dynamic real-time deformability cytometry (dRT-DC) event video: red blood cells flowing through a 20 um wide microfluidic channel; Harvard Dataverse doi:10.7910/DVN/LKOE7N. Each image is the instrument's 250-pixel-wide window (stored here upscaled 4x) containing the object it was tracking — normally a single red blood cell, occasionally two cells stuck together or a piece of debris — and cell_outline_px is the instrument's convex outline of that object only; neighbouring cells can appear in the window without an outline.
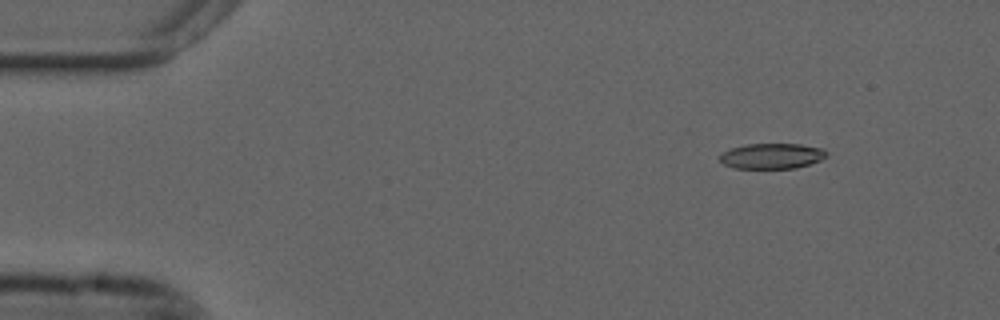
{"species": "common noctule bat (a hibernating species)", "species_latin": "Nyctalus noctula", "temperature_condition": "cold", "stored_images_in_passage": 51, "camera_frame_rate_fps": 3000, "um_per_image_px": 0.085, "animal": {"sex": "male", "forearm_length_mm": 52.5}, "frame": {"image": 1, "passage_image": 1, "time_ms": 0.0, "image_size_px": [1000, 320], "cell_outline_px": [[828, 156], [820, 160], [796, 168], [732, 168], [724, 164], [720, 160], [720, 152], [744, 144], [800, 144], [824, 148], [828, 152]], "centroid_in_image_um": [65.62, 13.25], "position_along_channel_um": 19.4, "area_um2": 15.95}}
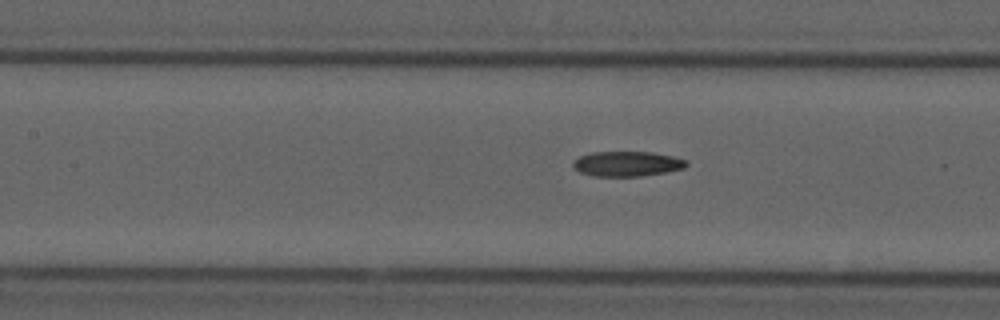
{"frame": {"image": 2, "passage_image": 19, "time_ms": 6.0, "image_size_px": [1000, 320], "cell_outline_px": [[688, 164], [684, 168], [664, 172], [640, 176], [592, 176], [580, 172], [572, 164], [572, 160], [580, 156], [592, 152], [652, 152], [672, 156], [688, 160]], "centroid_in_image_um": [53.29, 13.92], "position_along_channel_um": 154.1, "area_um2": 16.47}}
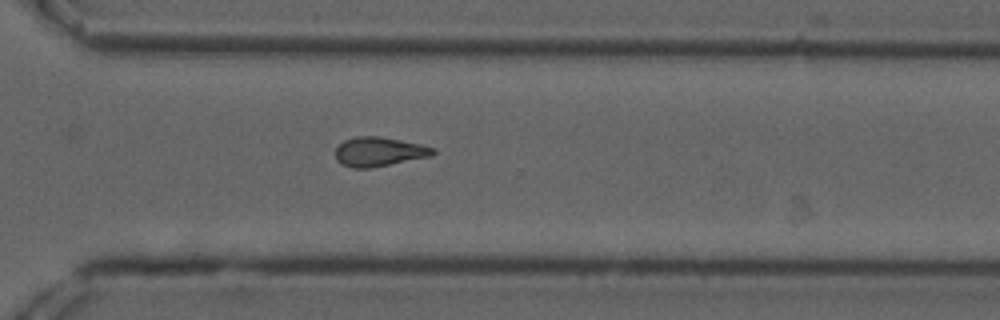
{"frame": {"image": 3, "passage_image": 34, "time_ms": 11.0, "image_size_px": [1000, 320], "cell_outline_px": [[436, 152], [432, 156], [372, 168], [352, 168], [340, 164], [336, 160], [336, 148], [344, 140], [356, 136], [376, 136], [400, 140], [420, 144], [436, 148]], "centroid_in_image_um": [32.22, 12.91], "position_along_channel_um": 338.4, "area_um2": 16.76}, "authors_computed_cell_mechanics": {"area_um2": 16.7042, "velocity_mm_per_s": 3.6957, "shape_relaxation_time_tau1_ms": null, "shape_relaxation_time_tau2_ms": 7.1241, "deformation_change_tau1": null, "deformation_change_tau2": 0.1698}}